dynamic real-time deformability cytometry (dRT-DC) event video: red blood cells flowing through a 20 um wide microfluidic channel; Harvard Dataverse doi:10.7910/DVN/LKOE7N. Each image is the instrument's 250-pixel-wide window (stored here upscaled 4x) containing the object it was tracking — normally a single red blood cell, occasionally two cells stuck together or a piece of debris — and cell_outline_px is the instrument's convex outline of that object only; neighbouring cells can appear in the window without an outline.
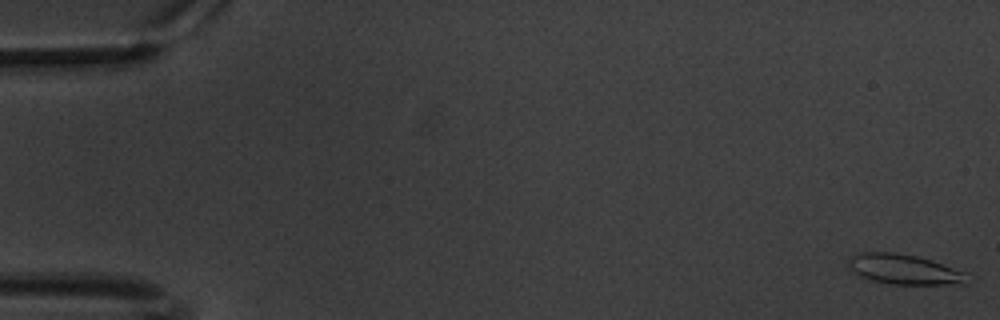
{"species": "common noctule bat (a hibernating species)", "species_latin": "Nyctalus noctula", "temperature_condition": "warm", "stored_images_in_passage": 61, "camera_frame_rate_fps": 3000, "um_per_image_px": 0.085, "animal": {"sex": "male", "body_mass_g": 20.1, "forearm_length_mm": 53.5}, "frame": {"image": 1, "passage_image": 1, "time_ms": 0.0, "image_size_px": [1000, 320], "cell_outline_px": [[968, 272], [964, 284], [892, 284], [872, 280], [860, 276], [852, 272], [848, 264], [848, 260], [852, 256], [860, 252], [892, 252], [916, 256]], "centroid_in_image_um": [76.83, 22.89], "position_along_channel_um": 8.2, "area_um2": 20.58}}
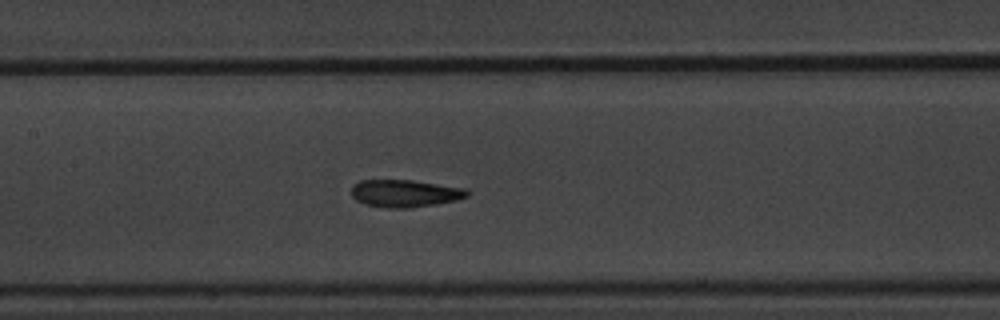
{"frame": {"image": 2, "passage_image": 29, "time_ms": 9.333, "image_size_px": [1000, 320], "cell_outline_px": [[468, 196], [456, 200], [436, 204], [408, 208], [388, 208], [364, 204], [356, 200], [352, 196], [352, 184], [360, 180], [412, 180], [468, 188]], "centroid_in_image_um": [34.42, 16.43], "position_along_channel_um": 173.0, "area_um2": 18.61}}
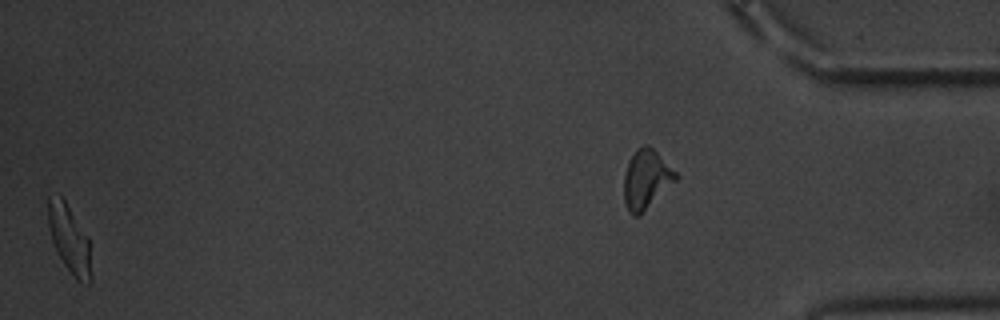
{"frame": {"image": 3, "passage_image": 60, "time_ms": 19.667, "image_size_px": [1000, 320], "cell_outline_px": [[92, 280], [88, 284], [76, 280], [72, 276], [64, 264], [52, 240], [48, 224], [48, 196], [60, 196], [64, 200], [88, 236]], "centroid_in_image_um": [5.91, 20.35], "position_along_channel_um": 429.3, "area_um2": 16.82}, "authors_computed_cell_mechanics": {"area_um2": 18.4382, "velocity_mm_per_s": 3.3628, "shape_relaxation_time_tau1_ms": 5.172, "shape_relaxation_time_tau2_ms": 1.8973, "deformation_change_tau1": 0.1588, "deformation_change_tau2": 0.0725}}